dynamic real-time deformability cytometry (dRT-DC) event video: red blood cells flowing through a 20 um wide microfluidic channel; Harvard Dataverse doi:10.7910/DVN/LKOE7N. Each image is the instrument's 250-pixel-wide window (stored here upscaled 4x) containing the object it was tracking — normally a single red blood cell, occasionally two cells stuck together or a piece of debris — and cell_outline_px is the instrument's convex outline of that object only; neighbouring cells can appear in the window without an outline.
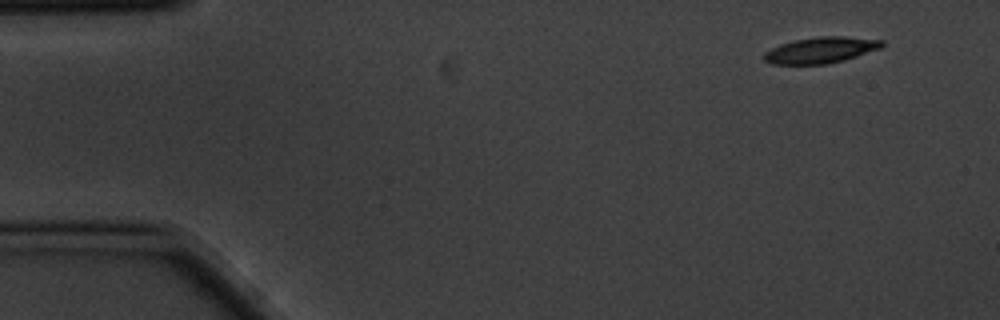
{"species": "common noctule bat (a hibernating species)", "species_latin": "Nyctalus noctula", "temperature_condition": "cold", "stored_images_in_passage": 6, "camera_frame_rate_fps": 3000, "um_per_image_px": 0.085, "animal": {"sex": "male", "body_mass_g": 20.1, "forearm_length_mm": 53.5}, "frame": {"image": 1, "passage_image": 1, "time_ms": 0.0, "image_size_px": [1000, 320], "cell_outline_px": [[884, 44], [880, 48], [844, 60], [828, 64], [772, 64], [764, 60], [764, 52], [780, 44], [792, 40], [816, 36], [844, 36], [884, 40]], "centroid_in_image_um": [69.75, 4.25], "position_along_channel_um": 15.2, "area_um2": 17.98}}
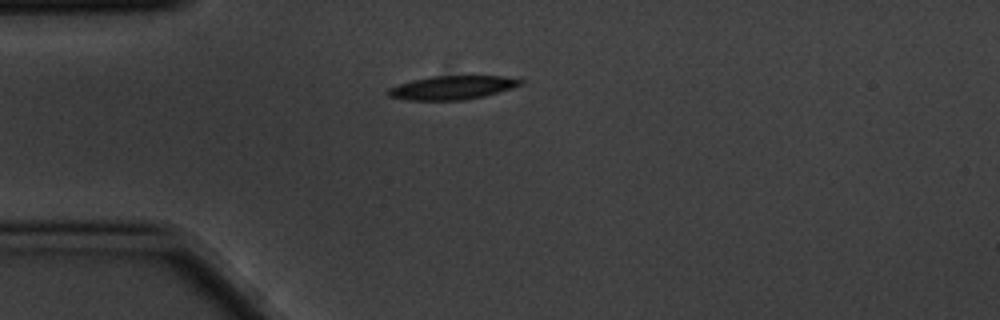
{"frame": {"image": 2, "passage_image": 4, "time_ms": 1.0, "image_size_px": [1000, 320], "cell_outline_px": [[524, 84], [512, 88], [484, 96], [464, 100], [408, 100], [388, 96], [384, 92], [388, 88], [412, 80], [432, 76], [504, 76], [524, 80]], "centroid_in_image_um": [38.43, 7.45], "position_along_channel_um": 46.6, "area_um2": 18.32}}
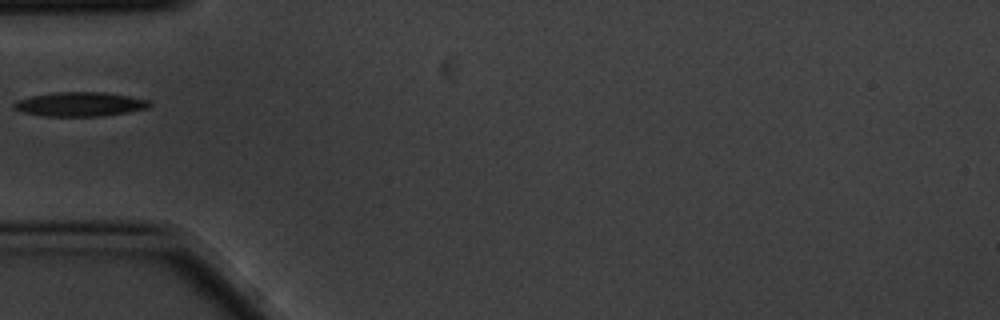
{"frame": {"image": 3, "passage_image": 5, "time_ms": 1.333, "image_size_px": [1000, 320], "cell_outline_px": [[152, 104], [148, 108], [128, 112], [100, 116], [48, 116], [24, 112], [12, 108], [12, 104], [16, 100], [32, 96], [56, 92], [104, 92], [152, 100]], "centroid_in_image_um": [6.82, 8.85], "position_along_channel_um": 78.2, "area_um2": 19.13}}